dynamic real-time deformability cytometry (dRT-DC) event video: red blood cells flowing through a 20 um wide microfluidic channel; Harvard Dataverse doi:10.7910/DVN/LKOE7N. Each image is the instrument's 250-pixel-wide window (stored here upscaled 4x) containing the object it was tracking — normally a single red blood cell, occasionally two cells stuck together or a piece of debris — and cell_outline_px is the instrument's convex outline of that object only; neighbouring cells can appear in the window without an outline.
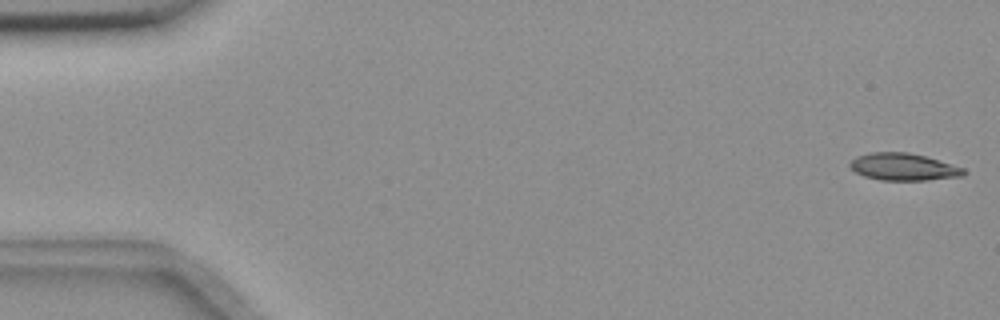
{"species": "common noctule bat (a hibernating species)", "species_latin": "Nyctalus noctula", "temperature_condition": "room temperature", "stored_images_in_passage": 5, "camera_frame_rate_fps": 3000, "um_per_image_px": 0.085, "animal": {"sex": "female", "body_mass_g": 18.4}, "frame": {"image": 1, "passage_image": 1, "time_ms": 0.0, "image_size_px": [1000, 320], "cell_outline_px": [[968, 172], [964, 176], [928, 180], [880, 180], [864, 176], [856, 172], [848, 164], [856, 156], [868, 152], [908, 152], [924, 156], [964, 168]], "centroid_in_image_um": [76.79, 14.18], "position_along_channel_um": 8.2, "area_um2": 18.03}}
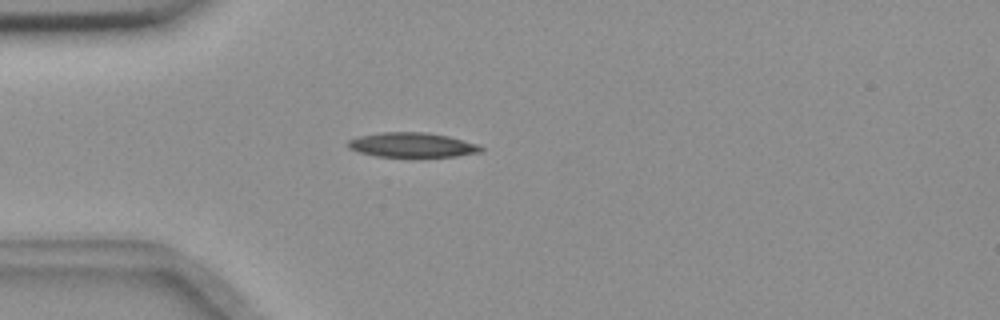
{"frame": {"image": 2, "passage_image": 5, "time_ms": 1.333, "image_size_px": [1000, 320], "cell_outline_px": [[484, 148], [480, 152], [456, 156], [376, 156], [360, 152], [348, 148], [344, 144], [348, 140], [356, 136], [380, 132], [424, 132], [448, 136], [476, 144]], "centroid_in_image_um": [34.94, 12.31], "position_along_channel_um": 50.1, "area_um2": 18.96}}